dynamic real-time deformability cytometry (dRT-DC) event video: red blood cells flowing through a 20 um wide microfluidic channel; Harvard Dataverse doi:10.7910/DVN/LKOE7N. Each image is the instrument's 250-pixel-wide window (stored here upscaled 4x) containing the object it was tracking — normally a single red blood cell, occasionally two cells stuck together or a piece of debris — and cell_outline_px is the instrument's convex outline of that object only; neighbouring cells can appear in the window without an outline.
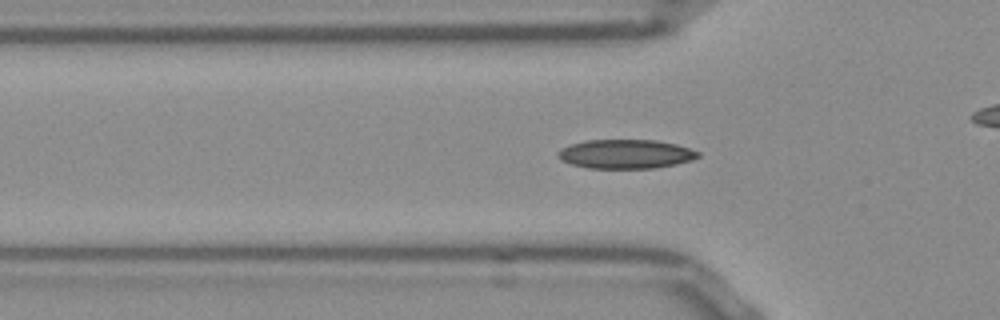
{"species": "Egyptian fruit bat (a non-hibernating species)", "species_latin": "Rousettus aegyptiacus", "temperature_condition": "room temperature", "stored_images_in_passage": 40, "camera_frame_rate_fps": 3000, "um_per_image_px": 0.085, "frame": {"image": 1, "passage_image": 3, "time_ms": 0.667, "image_size_px": [1000, 320], "cell_outline_px": [[700, 156], [692, 160], [676, 164], [652, 168], [588, 168], [572, 164], [560, 160], [556, 156], [556, 152], [560, 148], [572, 144], [588, 140], [656, 140], [676, 144], [700, 152]], "centroid_in_image_um": [53.16, 13.09], "position_along_channel_um": 72.6, "area_um2": 23.76}}
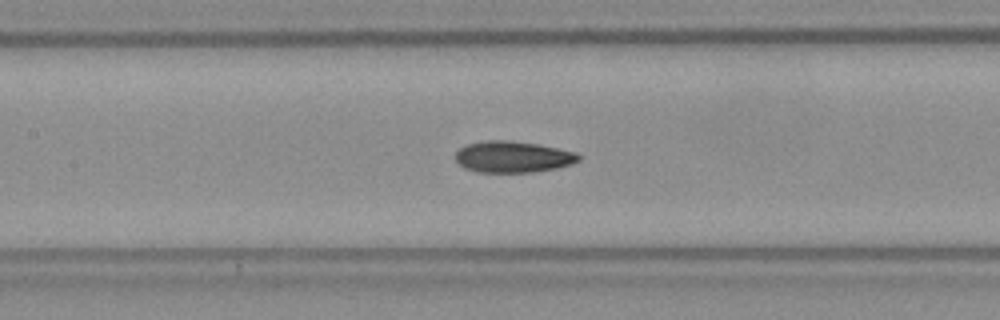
{"frame": {"image": 2, "passage_image": 10, "time_ms": 3.0, "image_size_px": [1000, 320], "cell_outline_px": [[580, 160], [572, 164], [556, 168], [532, 172], [476, 172], [464, 168], [456, 160], [456, 152], [460, 148], [468, 144], [488, 140], [508, 140], [540, 144], [576, 152], [580, 156]], "centroid_in_image_um": [43.61, 13.33], "position_along_channel_um": 163.8, "area_um2": 22.54}}
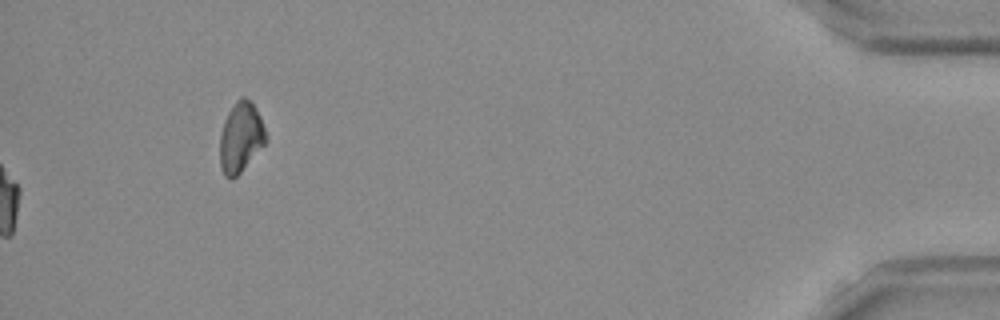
{"frame": {"image": 3, "passage_image": 40, "time_ms": 13.0, "image_size_px": [1000, 320], "cell_outline_px": [[268, 140], [240, 172], [232, 180], [228, 180], [224, 176], [220, 168], [220, 136], [224, 120], [228, 112], [236, 100], [240, 96], [244, 96], [256, 108], [260, 116]], "centroid_in_image_um": [20.44, 11.69], "position_along_channel_um": 414.8, "area_um2": 18.79}, "authors_computed_cell_mechanics": {"area_um2": 22.2819, "velocity_mm_per_s": 3.8528, "shape_relaxation_time_tau1_ms": 9.6932, "shape_relaxation_time_tau2_ms": 4.4819, "deformation_change_tau1": 0.2023, "deformation_change_tau2": 0.1067}}